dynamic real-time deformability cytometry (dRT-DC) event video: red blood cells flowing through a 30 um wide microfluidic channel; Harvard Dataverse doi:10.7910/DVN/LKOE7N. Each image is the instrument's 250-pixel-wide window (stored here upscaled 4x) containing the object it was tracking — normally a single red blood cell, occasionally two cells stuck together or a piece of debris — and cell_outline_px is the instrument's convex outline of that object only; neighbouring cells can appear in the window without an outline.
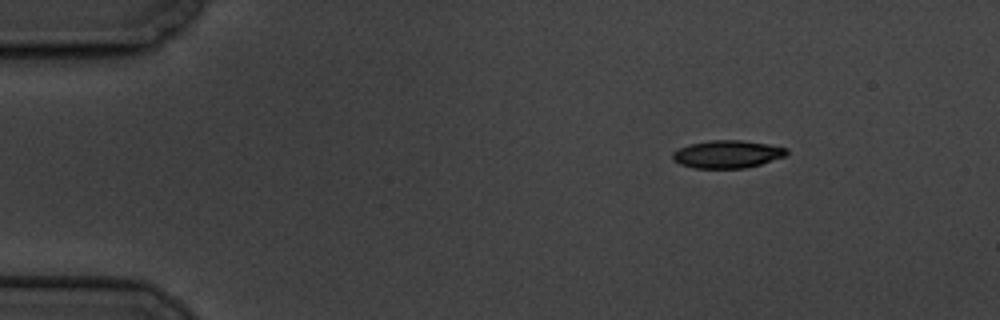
{"species": "common noctule bat (a hibernating species)", "species_latin": "Nyctalus noctula", "temperature_condition": "cold", "stored_images_in_passage": 4, "camera_frame_rate_fps": 3000, "um_per_image_px": 0.085, "animal": {"sex": "male", "body_mass_g": 19.5, "forearm_length_mm": 54.6}, "frame": {"image": 1, "passage_image": 1, "time_ms": 0.0, "image_size_px": [1000, 320], "cell_outline_px": [[788, 152], [784, 156], [760, 164], [744, 168], [696, 168], [680, 164], [672, 160], [672, 152], [688, 144], [712, 140], [744, 140], [768, 144], [788, 148]], "centroid_in_image_um": [61.8, 13.1], "position_along_channel_um": 23.2, "area_um2": 18.38}}
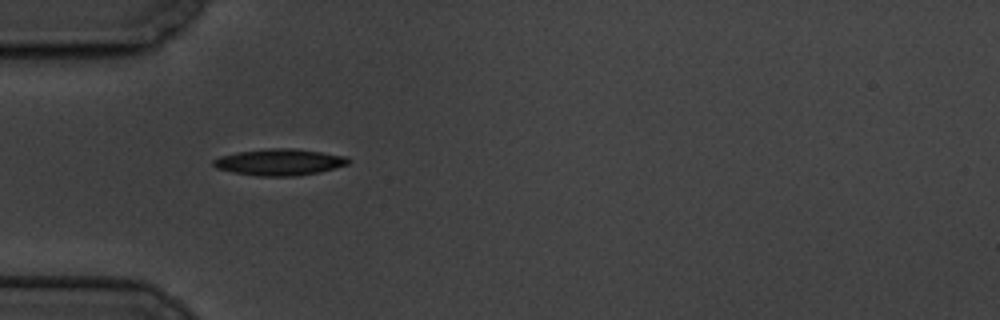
{"frame": {"image": 2, "passage_image": 3, "time_ms": 3.333, "image_size_px": [1000, 320], "cell_outline_px": [[352, 160], [348, 164], [320, 172], [296, 176], [256, 176], [232, 172], [216, 168], [212, 164], [212, 160], [220, 156], [236, 152], [268, 148], [292, 148], [348, 156]], "centroid_in_image_um": [23.75, 13.78], "position_along_channel_um": 61.3, "area_um2": 20.98}}
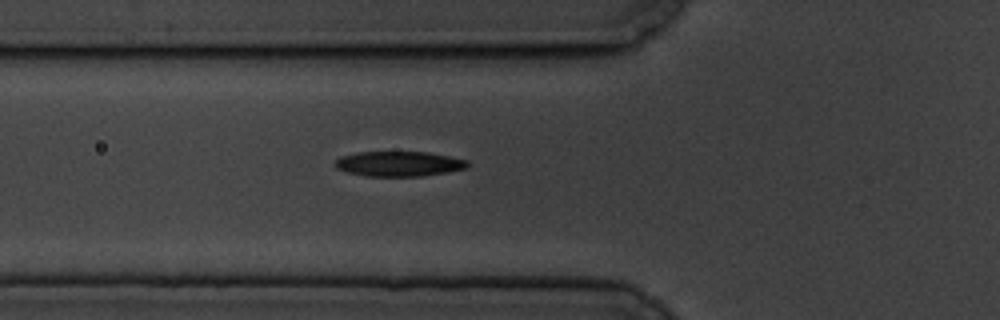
{"frame": {"image": 3, "passage_image": 4, "time_ms": 4.333, "image_size_px": [1000, 320], "cell_outline_px": [[468, 168], [448, 172], [424, 176], [364, 176], [348, 172], [336, 168], [332, 164], [340, 156], [356, 152], [428, 152], [468, 160]], "centroid_in_image_um": [33.89, 13.92], "position_along_channel_um": 91.9, "area_um2": 19.48}}